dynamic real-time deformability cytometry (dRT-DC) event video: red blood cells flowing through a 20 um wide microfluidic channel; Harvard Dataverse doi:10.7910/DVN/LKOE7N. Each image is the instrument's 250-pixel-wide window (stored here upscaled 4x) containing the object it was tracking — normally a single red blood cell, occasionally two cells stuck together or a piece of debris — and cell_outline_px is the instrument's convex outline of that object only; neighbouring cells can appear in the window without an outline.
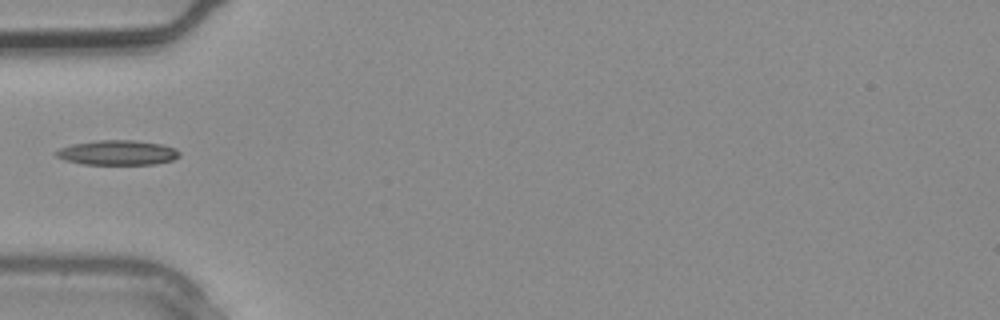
{"species": "common noctule bat (a hibernating species)", "species_latin": "Nyctalus noctula", "temperature_condition": "warm", "stored_images_in_passage": 3, "camera_frame_rate_fps": 3000, "um_per_image_px": 0.085, "animal": {"sex": "male", "body_mass_g": 20.4}, "frame": {"image": 1, "passage_image": 3, "time_ms": 0.667, "image_size_px": [1000, 320], "cell_outline_px": [[180, 156], [172, 160], [152, 164], [84, 164], [64, 160], [56, 156], [52, 152], [60, 148], [72, 144], [100, 140], [132, 140], [160, 144], [176, 148], [180, 152]], "centroid_in_image_um": [9.97, 12.97], "position_along_channel_um": 75.0, "area_um2": 17.74}}